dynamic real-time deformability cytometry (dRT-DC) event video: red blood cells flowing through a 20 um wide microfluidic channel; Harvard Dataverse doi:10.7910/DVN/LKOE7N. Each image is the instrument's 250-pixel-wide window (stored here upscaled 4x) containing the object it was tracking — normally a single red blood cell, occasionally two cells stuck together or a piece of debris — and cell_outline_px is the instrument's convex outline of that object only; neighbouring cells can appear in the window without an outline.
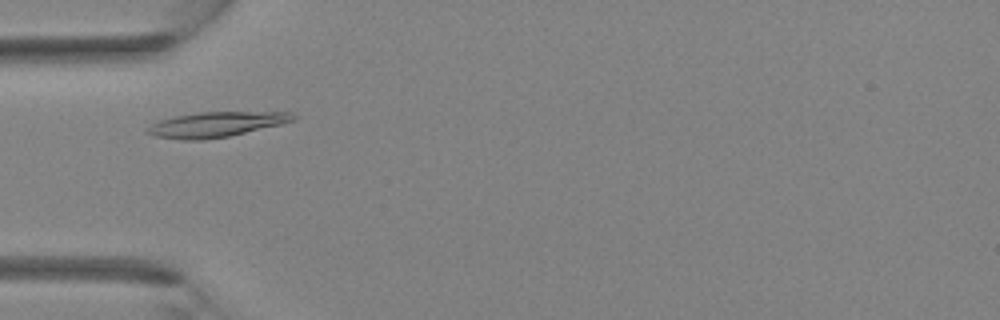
{"species": "Egyptian fruit bat (a non-hibernating species)", "species_latin": "Rousettus aegyptiacus", "temperature_condition": "room temperature", "stored_images_in_passage": 33, "camera_frame_rate_fps": 3000, "um_per_image_px": 0.085, "animal": {"sex": "female"}, "frame": {"image": 1, "passage_image": 7, "time_ms": 2.0, "image_size_px": [1000, 320], "cell_outline_px": [[296, 120], [280, 124], [228, 136], [204, 140], [184, 140], [156, 136], [148, 132], [148, 128], [152, 124], [160, 120], [176, 116], [200, 112], [292, 112], [296, 116]], "centroid_in_image_um": [18.4, 10.57], "position_along_channel_um": 66.6, "area_um2": 20.92}}
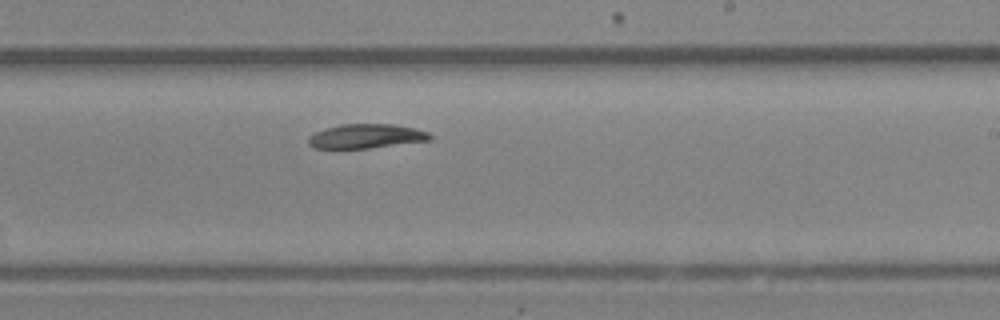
{"frame": {"image": 2, "passage_image": 18, "time_ms": 5.667, "image_size_px": [1000, 320], "cell_outline_px": [[432, 140], [368, 148], [316, 148], [308, 144], [308, 136], [316, 132], [340, 124], [396, 124], [416, 128], [428, 132], [432, 136]], "centroid_in_image_um": [31.16, 11.57], "position_along_channel_um": 257.8, "area_um2": 17.17}}
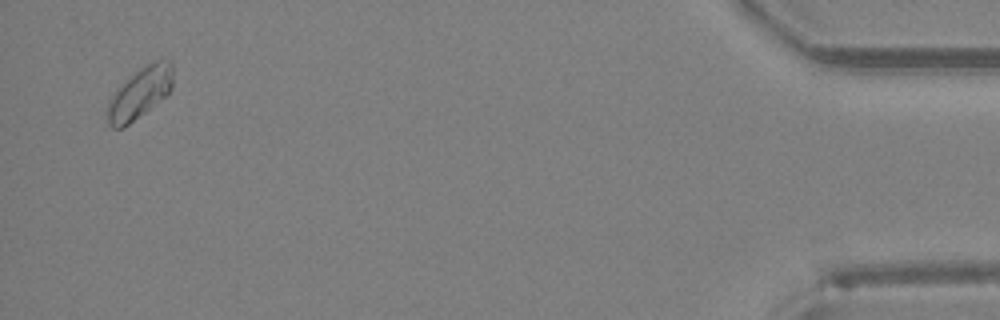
{"frame": {"image": 3, "passage_image": 32, "time_ms": 10.333, "image_size_px": [1000, 320], "cell_outline_px": [[172, 88], [164, 96], [124, 128], [112, 128], [108, 124], [104, 112], [104, 108], [108, 100], [116, 88], [120, 84], [144, 64], [156, 60], [172, 60]], "centroid_in_image_um": [11.8, 7.91], "position_along_channel_um": 423.4, "area_um2": 19.77}}